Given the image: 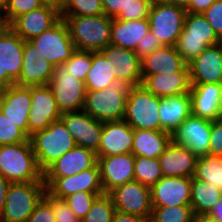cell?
Instances as JSON below:
<instances>
[{
    "mask_svg": "<svg viewBox=\"0 0 222 222\" xmlns=\"http://www.w3.org/2000/svg\"><path fill=\"white\" fill-rule=\"evenodd\" d=\"M192 114L207 120L222 118V86L220 83L192 84Z\"/></svg>",
    "mask_w": 222,
    "mask_h": 222,
    "instance_id": "cell-23",
    "label": "cell"
},
{
    "mask_svg": "<svg viewBox=\"0 0 222 222\" xmlns=\"http://www.w3.org/2000/svg\"><path fill=\"white\" fill-rule=\"evenodd\" d=\"M152 0H132L125 10L115 17L118 20H140L148 18Z\"/></svg>",
    "mask_w": 222,
    "mask_h": 222,
    "instance_id": "cell-44",
    "label": "cell"
},
{
    "mask_svg": "<svg viewBox=\"0 0 222 222\" xmlns=\"http://www.w3.org/2000/svg\"><path fill=\"white\" fill-rule=\"evenodd\" d=\"M198 157L188 148L173 141L158 157L165 177H194Z\"/></svg>",
    "mask_w": 222,
    "mask_h": 222,
    "instance_id": "cell-27",
    "label": "cell"
},
{
    "mask_svg": "<svg viewBox=\"0 0 222 222\" xmlns=\"http://www.w3.org/2000/svg\"><path fill=\"white\" fill-rule=\"evenodd\" d=\"M3 95H4V87L0 86V107L2 104V100H3Z\"/></svg>",
    "mask_w": 222,
    "mask_h": 222,
    "instance_id": "cell-58",
    "label": "cell"
},
{
    "mask_svg": "<svg viewBox=\"0 0 222 222\" xmlns=\"http://www.w3.org/2000/svg\"><path fill=\"white\" fill-rule=\"evenodd\" d=\"M190 0H167L166 3L173 4L176 6H180L183 8H187Z\"/></svg>",
    "mask_w": 222,
    "mask_h": 222,
    "instance_id": "cell-57",
    "label": "cell"
},
{
    "mask_svg": "<svg viewBox=\"0 0 222 222\" xmlns=\"http://www.w3.org/2000/svg\"><path fill=\"white\" fill-rule=\"evenodd\" d=\"M149 32L148 18L140 20L112 18L110 44L135 51L139 41Z\"/></svg>",
    "mask_w": 222,
    "mask_h": 222,
    "instance_id": "cell-31",
    "label": "cell"
},
{
    "mask_svg": "<svg viewBox=\"0 0 222 222\" xmlns=\"http://www.w3.org/2000/svg\"><path fill=\"white\" fill-rule=\"evenodd\" d=\"M132 0H102L104 14L115 18L121 10H125Z\"/></svg>",
    "mask_w": 222,
    "mask_h": 222,
    "instance_id": "cell-50",
    "label": "cell"
},
{
    "mask_svg": "<svg viewBox=\"0 0 222 222\" xmlns=\"http://www.w3.org/2000/svg\"><path fill=\"white\" fill-rule=\"evenodd\" d=\"M100 52L111 62L118 82L128 87L141 85V58L135 51L109 44Z\"/></svg>",
    "mask_w": 222,
    "mask_h": 222,
    "instance_id": "cell-17",
    "label": "cell"
},
{
    "mask_svg": "<svg viewBox=\"0 0 222 222\" xmlns=\"http://www.w3.org/2000/svg\"><path fill=\"white\" fill-rule=\"evenodd\" d=\"M187 65L191 84L220 83L222 79V42L207 47Z\"/></svg>",
    "mask_w": 222,
    "mask_h": 222,
    "instance_id": "cell-24",
    "label": "cell"
},
{
    "mask_svg": "<svg viewBox=\"0 0 222 222\" xmlns=\"http://www.w3.org/2000/svg\"><path fill=\"white\" fill-rule=\"evenodd\" d=\"M104 193L76 192L64 198L74 214L82 220L90 210L94 200Z\"/></svg>",
    "mask_w": 222,
    "mask_h": 222,
    "instance_id": "cell-43",
    "label": "cell"
},
{
    "mask_svg": "<svg viewBox=\"0 0 222 222\" xmlns=\"http://www.w3.org/2000/svg\"><path fill=\"white\" fill-rule=\"evenodd\" d=\"M158 113L161 128L172 135L181 123L192 114L190 93L160 97Z\"/></svg>",
    "mask_w": 222,
    "mask_h": 222,
    "instance_id": "cell-30",
    "label": "cell"
},
{
    "mask_svg": "<svg viewBox=\"0 0 222 222\" xmlns=\"http://www.w3.org/2000/svg\"><path fill=\"white\" fill-rule=\"evenodd\" d=\"M202 14L213 27L218 38L222 41V0H216Z\"/></svg>",
    "mask_w": 222,
    "mask_h": 222,
    "instance_id": "cell-46",
    "label": "cell"
},
{
    "mask_svg": "<svg viewBox=\"0 0 222 222\" xmlns=\"http://www.w3.org/2000/svg\"><path fill=\"white\" fill-rule=\"evenodd\" d=\"M191 205L153 206L149 222H194Z\"/></svg>",
    "mask_w": 222,
    "mask_h": 222,
    "instance_id": "cell-37",
    "label": "cell"
},
{
    "mask_svg": "<svg viewBox=\"0 0 222 222\" xmlns=\"http://www.w3.org/2000/svg\"><path fill=\"white\" fill-rule=\"evenodd\" d=\"M44 197L51 203L55 222H80L64 199L53 197L47 191Z\"/></svg>",
    "mask_w": 222,
    "mask_h": 222,
    "instance_id": "cell-45",
    "label": "cell"
},
{
    "mask_svg": "<svg viewBox=\"0 0 222 222\" xmlns=\"http://www.w3.org/2000/svg\"><path fill=\"white\" fill-rule=\"evenodd\" d=\"M3 9H4V0H0V18L2 16Z\"/></svg>",
    "mask_w": 222,
    "mask_h": 222,
    "instance_id": "cell-59",
    "label": "cell"
},
{
    "mask_svg": "<svg viewBox=\"0 0 222 222\" xmlns=\"http://www.w3.org/2000/svg\"><path fill=\"white\" fill-rule=\"evenodd\" d=\"M0 86H1V65H0Z\"/></svg>",
    "mask_w": 222,
    "mask_h": 222,
    "instance_id": "cell-62",
    "label": "cell"
},
{
    "mask_svg": "<svg viewBox=\"0 0 222 222\" xmlns=\"http://www.w3.org/2000/svg\"><path fill=\"white\" fill-rule=\"evenodd\" d=\"M31 109L28 116V136L46 129L52 122L60 120L53 93L48 85L31 86Z\"/></svg>",
    "mask_w": 222,
    "mask_h": 222,
    "instance_id": "cell-15",
    "label": "cell"
},
{
    "mask_svg": "<svg viewBox=\"0 0 222 222\" xmlns=\"http://www.w3.org/2000/svg\"><path fill=\"white\" fill-rule=\"evenodd\" d=\"M160 97L146 90L142 85L129 88L126 98L124 121L134 130H163L158 113Z\"/></svg>",
    "mask_w": 222,
    "mask_h": 222,
    "instance_id": "cell-6",
    "label": "cell"
},
{
    "mask_svg": "<svg viewBox=\"0 0 222 222\" xmlns=\"http://www.w3.org/2000/svg\"><path fill=\"white\" fill-rule=\"evenodd\" d=\"M221 197L222 191L212 184L192 177L190 205L195 216L208 214Z\"/></svg>",
    "mask_w": 222,
    "mask_h": 222,
    "instance_id": "cell-34",
    "label": "cell"
},
{
    "mask_svg": "<svg viewBox=\"0 0 222 222\" xmlns=\"http://www.w3.org/2000/svg\"><path fill=\"white\" fill-rule=\"evenodd\" d=\"M167 0H152L153 3H156V2H166Z\"/></svg>",
    "mask_w": 222,
    "mask_h": 222,
    "instance_id": "cell-61",
    "label": "cell"
},
{
    "mask_svg": "<svg viewBox=\"0 0 222 222\" xmlns=\"http://www.w3.org/2000/svg\"><path fill=\"white\" fill-rule=\"evenodd\" d=\"M29 139L39 168L43 172L76 146L72 134L61 120L52 122L46 129L34 133Z\"/></svg>",
    "mask_w": 222,
    "mask_h": 222,
    "instance_id": "cell-3",
    "label": "cell"
},
{
    "mask_svg": "<svg viewBox=\"0 0 222 222\" xmlns=\"http://www.w3.org/2000/svg\"><path fill=\"white\" fill-rule=\"evenodd\" d=\"M27 222H55L51 203L43 196Z\"/></svg>",
    "mask_w": 222,
    "mask_h": 222,
    "instance_id": "cell-47",
    "label": "cell"
},
{
    "mask_svg": "<svg viewBox=\"0 0 222 222\" xmlns=\"http://www.w3.org/2000/svg\"><path fill=\"white\" fill-rule=\"evenodd\" d=\"M29 136L0 111V145L29 141Z\"/></svg>",
    "mask_w": 222,
    "mask_h": 222,
    "instance_id": "cell-41",
    "label": "cell"
},
{
    "mask_svg": "<svg viewBox=\"0 0 222 222\" xmlns=\"http://www.w3.org/2000/svg\"><path fill=\"white\" fill-rule=\"evenodd\" d=\"M48 86L61 114L83 110L87 92L85 82L74 77L64 64L54 67Z\"/></svg>",
    "mask_w": 222,
    "mask_h": 222,
    "instance_id": "cell-8",
    "label": "cell"
},
{
    "mask_svg": "<svg viewBox=\"0 0 222 222\" xmlns=\"http://www.w3.org/2000/svg\"><path fill=\"white\" fill-rule=\"evenodd\" d=\"M5 23L3 22V20L0 18V31L5 27Z\"/></svg>",
    "mask_w": 222,
    "mask_h": 222,
    "instance_id": "cell-60",
    "label": "cell"
},
{
    "mask_svg": "<svg viewBox=\"0 0 222 222\" xmlns=\"http://www.w3.org/2000/svg\"><path fill=\"white\" fill-rule=\"evenodd\" d=\"M162 46L163 45L161 44L159 39L155 36V34L149 32L144 36L142 40L139 41L135 52L140 58H143Z\"/></svg>",
    "mask_w": 222,
    "mask_h": 222,
    "instance_id": "cell-49",
    "label": "cell"
},
{
    "mask_svg": "<svg viewBox=\"0 0 222 222\" xmlns=\"http://www.w3.org/2000/svg\"><path fill=\"white\" fill-rule=\"evenodd\" d=\"M194 178L208 182L222 191V157L209 154L198 157Z\"/></svg>",
    "mask_w": 222,
    "mask_h": 222,
    "instance_id": "cell-35",
    "label": "cell"
},
{
    "mask_svg": "<svg viewBox=\"0 0 222 222\" xmlns=\"http://www.w3.org/2000/svg\"><path fill=\"white\" fill-rule=\"evenodd\" d=\"M190 72L175 46H162L141 58V76Z\"/></svg>",
    "mask_w": 222,
    "mask_h": 222,
    "instance_id": "cell-28",
    "label": "cell"
},
{
    "mask_svg": "<svg viewBox=\"0 0 222 222\" xmlns=\"http://www.w3.org/2000/svg\"><path fill=\"white\" fill-rule=\"evenodd\" d=\"M46 191L53 197L64 199L76 192L104 193L98 163L85 171L66 177H43Z\"/></svg>",
    "mask_w": 222,
    "mask_h": 222,
    "instance_id": "cell-11",
    "label": "cell"
},
{
    "mask_svg": "<svg viewBox=\"0 0 222 222\" xmlns=\"http://www.w3.org/2000/svg\"><path fill=\"white\" fill-rule=\"evenodd\" d=\"M163 177L158 158L135 156L134 180L151 188Z\"/></svg>",
    "mask_w": 222,
    "mask_h": 222,
    "instance_id": "cell-36",
    "label": "cell"
},
{
    "mask_svg": "<svg viewBox=\"0 0 222 222\" xmlns=\"http://www.w3.org/2000/svg\"><path fill=\"white\" fill-rule=\"evenodd\" d=\"M61 16H97L104 14L102 0H64Z\"/></svg>",
    "mask_w": 222,
    "mask_h": 222,
    "instance_id": "cell-38",
    "label": "cell"
},
{
    "mask_svg": "<svg viewBox=\"0 0 222 222\" xmlns=\"http://www.w3.org/2000/svg\"><path fill=\"white\" fill-rule=\"evenodd\" d=\"M87 91L103 90L117 83L111 62L99 52H92V65L85 79Z\"/></svg>",
    "mask_w": 222,
    "mask_h": 222,
    "instance_id": "cell-33",
    "label": "cell"
},
{
    "mask_svg": "<svg viewBox=\"0 0 222 222\" xmlns=\"http://www.w3.org/2000/svg\"><path fill=\"white\" fill-rule=\"evenodd\" d=\"M112 222H148V221L143 217L119 212L116 210Z\"/></svg>",
    "mask_w": 222,
    "mask_h": 222,
    "instance_id": "cell-52",
    "label": "cell"
},
{
    "mask_svg": "<svg viewBox=\"0 0 222 222\" xmlns=\"http://www.w3.org/2000/svg\"><path fill=\"white\" fill-rule=\"evenodd\" d=\"M190 177L160 178L151 188L152 206H181L191 202Z\"/></svg>",
    "mask_w": 222,
    "mask_h": 222,
    "instance_id": "cell-18",
    "label": "cell"
},
{
    "mask_svg": "<svg viewBox=\"0 0 222 222\" xmlns=\"http://www.w3.org/2000/svg\"><path fill=\"white\" fill-rule=\"evenodd\" d=\"M24 40L9 26L0 31L1 87L15 85L22 69Z\"/></svg>",
    "mask_w": 222,
    "mask_h": 222,
    "instance_id": "cell-13",
    "label": "cell"
},
{
    "mask_svg": "<svg viewBox=\"0 0 222 222\" xmlns=\"http://www.w3.org/2000/svg\"><path fill=\"white\" fill-rule=\"evenodd\" d=\"M40 55L32 42L24 41L22 69L15 85H48L53 77L54 66Z\"/></svg>",
    "mask_w": 222,
    "mask_h": 222,
    "instance_id": "cell-19",
    "label": "cell"
},
{
    "mask_svg": "<svg viewBox=\"0 0 222 222\" xmlns=\"http://www.w3.org/2000/svg\"><path fill=\"white\" fill-rule=\"evenodd\" d=\"M104 193L134 180L135 155L97 156Z\"/></svg>",
    "mask_w": 222,
    "mask_h": 222,
    "instance_id": "cell-20",
    "label": "cell"
},
{
    "mask_svg": "<svg viewBox=\"0 0 222 222\" xmlns=\"http://www.w3.org/2000/svg\"><path fill=\"white\" fill-rule=\"evenodd\" d=\"M194 222H218L208 214L197 215L194 217Z\"/></svg>",
    "mask_w": 222,
    "mask_h": 222,
    "instance_id": "cell-56",
    "label": "cell"
},
{
    "mask_svg": "<svg viewBox=\"0 0 222 222\" xmlns=\"http://www.w3.org/2000/svg\"><path fill=\"white\" fill-rule=\"evenodd\" d=\"M134 129L124 120L103 122L97 156H113L132 152Z\"/></svg>",
    "mask_w": 222,
    "mask_h": 222,
    "instance_id": "cell-22",
    "label": "cell"
},
{
    "mask_svg": "<svg viewBox=\"0 0 222 222\" xmlns=\"http://www.w3.org/2000/svg\"><path fill=\"white\" fill-rule=\"evenodd\" d=\"M141 85L158 97L190 93V72L142 76Z\"/></svg>",
    "mask_w": 222,
    "mask_h": 222,
    "instance_id": "cell-29",
    "label": "cell"
},
{
    "mask_svg": "<svg viewBox=\"0 0 222 222\" xmlns=\"http://www.w3.org/2000/svg\"><path fill=\"white\" fill-rule=\"evenodd\" d=\"M61 19L58 9L42 5L15 18L8 26L24 41L40 35Z\"/></svg>",
    "mask_w": 222,
    "mask_h": 222,
    "instance_id": "cell-21",
    "label": "cell"
},
{
    "mask_svg": "<svg viewBox=\"0 0 222 222\" xmlns=\"http://www.w3.org/2000/svg\"><path fill=\"white\" fill-rule=\"evenodd\" d=\"M108 194L117 211L143 217L149 222L153 209L149 187L133 180L117 186Z\"/></svg>",
    "mask_w": 222,
    "mask_h": 222,
    "instance_id": "cell-12",
    "label": "cell"
},
{
    "mask_svg": "<svg viewBox=\"0 0 222 222\" xmlns=\"http://www.w3.org/2000/svg\"><path fill=\"white\" fill-rule=\"evenodd\" d=\"M212 121L189 115L172 134V141L190 149L197 157L209 154Z\"/></svg>",
    "mask_w": 222,
    "mask_h": 222,
    "instance_id": "cell-14",
    "label": "cell"
},
{
    "mask_svg": "<svg viewBox=\"0 0 222 222\" xmlns=\"http://www.w3.org/2000/svg\"><path fill=\"white\" fill-rule=\"evenodd\" d=\"M186 9L166 2L152 3L148 16L150 32L164 46H175L184 28Z\"/></svg>",
    "mask_w": 222,
    "mask_h": 222,
    "instance_id": "cell-9",
    "label": "cell"
},
{
    "mask_svg": "<svg viewBox=\"0 0 222 222\" xmlns=\"http://www.w3.org/2000/svg\"><path fill=\"white\" fill-rule=\"evenodd\" d=\"M129 88L117 82L103 90L87 91L83 110L100 122L121 121Z\"/></svg>",
    "mask_w": 222,
    "mask_h": 222,
    "instance_id": "cell-5",
    "label": "cell"
},
{
    "mask_svg": "<svg viewBox=\"0 0 222 222\" xmlns=\"http://www.w3.org/2000/svg\"><path fill=\"white\" fill-rule=\"evenodd\" d=\"M11 182L0 175V213L3 211L5 206V199Z\"/></svg>",
    "mask_w": 222,
    "mask_h": 222,
    "instance_id": "cell-53",
    "label": "cell"
},
{
    "mask_svg": "<svg viewBox=\"0 0 222 222\" xmlns=\"http://www.w3.org/2000/svg\"><path fill=\"white\" fill-rule=\"evenodd\" d=\"M29 41L37 47L40 56L48 60L54 67L64 64L76 50L63 18Z\"/></svg>",
    "mask_w": 222,
    "mask_h": 222,
    "instance_id": "cell-10",
    "label": "cell"
},
{
    "mask_svg": "<svg viewBox=\"0 0 222 222\" xmlns=\"http://www.w3.org/2000/svg\"><path fill=\"white\" fill-rule=\"evenodd\" d=\"M45 192L44 182L11 183L0 213V222H27Z\"/></svg>",
    "mask_w": 222,
    "mask_h": 222,
    "instance_id": "cell-7",
    "label": "cell"
},
{
    "mask_svg": "<svg viewBox=\"0 0 222 222\" xmlns=\"http://www.w3.org/2000/svg\"><path fill=\"white\" fill-rule=\"evenodd\" d=\"M42 4L39 0H4V9L1 19L8 26L20 15L39 8Z\"/></svg>",
    "mask_w": 222,
    "mask_h": 222,
    "instance_id": "cell-40",
    "label": "cell"
},
{
    "mask_svg": "<svg viewBox=\"0 0 222 222\" xmlns=\"http://www.w3.org/2000/svg\"><path fill=\"white\" fill-rule=\"evenodd\" d=\"M209 155L222 156V118L212 121Z\"/></svg>",
    "mask_w": 222,
    "mask_h": 222,
    "instance_id": "cell-48",
    "label": "cell"
},
{
    "mask_svg": "<svg viewBox=\"0 0 222 222\" xmlns=\"http://www.w3.org/2000/svg\"><path fill=\"white\" fill-rule=\"evenodd\" d=\"M31 103V86L12 85L4 88L0 111L27 135Z\"/></svg>",
    "mask_w": 222,
    "mask_h": 222,
    "instance_id": "cell-25",
    "label": "cell"
},
{
    "mask_svg": "<svg viewBox=\"0 0 222 222\" xmlns=\"http://www.w3.org/2000/svg\"><path fill=\"white\" fill-rule=\"evenodd\" d=\"M0 175L11 183L44 182L30 140L0 145Z\"/></svg>",
    "mask_w": 222,
    "mask_h": 222,
    "instance_id": "cell-1",
    "label": "cell"
},
{
    "mask_svg": "<svg viewBox=\"0 0 222 222\" xmlns=\"http://www.w3.org/2000/svg\"><path fill=\"white\" fill-rule=\"evenodd\" d=\"M209 216L216 219L218 222H222V197L221 199L212 207Z\"/></svg>",
    "mask_w": 222,
    "mask_h": 222,
    "instance_id": "cell-54",
    "label": "cell"
},
{
    "mask_svg": "<svg viewBox=\"0 0 222 222\" xmlns=\"http://www.w3.org/2000/svg\"><path fill=\"white\" fill-rule=\"evenodd\" d=\"M77 50L99 52L110 44L112 18L97 16H61Z\"/></svg>",
    "mask_w": 222,
    "mask_h": 222,
    "instance_id": "cell-2",
    "label": "cell"
},
{
    "mask_svg": "<svg viewBox=\"0 0 222 222\" xmlns=\"http://www.w3.org/2000/svg\"><path fill=\"white\" fill-rule=\"evenodd\" d=\"M172 141L164 130H134L132 152L135 156L158 158Z\"/></svg>",
    "mask_w": 222,
    "mask_h": 222,
    "instance_id": "cell-32",
    "label": "cell"
},
{
    "mask_svg": "<svg viewBox=\"0 0 222 222\" xmlns=\"http://www.w3.org/2000/svg\"><path fill=\"white\" fill-rule=\"evenodd\" d=\"M98 163L95 152L76 145L53 162L44 172L43 177H66L88 170Z\"/></svg>",
    "mask_w": 222,
    "mask_h": 222,
    "instance_id": "cell-26",
    "label": "cell"
},
{
    "mask_svg": "<svg viewBox=\"0 0 222 222\" xmlns=\"http://www.w3.org/2000/svg\"><path fill=\"white\" fill-rule=\"evenodd\" d=\"M64 65L74 77L85 81L92 65V52L76 49Z\"/></svg>",
    "mask_w": 222,
    "mask_h": 222,
    "instance_id": "cell-42",
    "label": "cell"
},
{
    "mask_svg": "<svg viewBox=\"0 0 222 222\" xmlns=\"http://www.w3.org/2000/svg\"><path fill=\"white\" fill-rule=\"evenodd\" d=\"M116 209L108 193L99 195L80 222H112Z\"/></svg>",
    "mask_w": 222,
    "mask_h": 222,
    "instance_id": "cell-39",
    "label": "cell"
},
{
    "mask_svg": "<svg viewBox=\"0 0 222 222\" xmlns=\"http://www.w3.org/2000/svg\"><path fill=\"white\" fill-rule=\"evenodd\" d=\"M216 0H190L186 12L192 14H202L205 12Z\"/></svg>",
    "mask_w": 222,
    "mask_h": 222,
    "instance_id": "cell-51",
    "label": "cell"
},
{
    "mask_svg": "<svg viewBox=\"0 0 222 222\" xmlns=\"http://www.w3.org/2000/svg\"><path fill=\"white\" fill-rule=\"evenodd\" d=\"M60 120L72 134L75 144L97 152L101 139L103 122H100L84 110L62 113Z\"/></svg>",
    "mask_w": 222,
    "mask_h": 222,
    "instance_id": "cell-16",
    "label": "cell"
},
{
    "mask_svg": "<svg viewBox=\"0 0 222 222\" xmlns=\"http://www.w3.org/2000/svg\"><path fill=\"white\" fill-rule=\"evenodd\" d=\"M39 2L42 5L50 6V7H53L55 9H58L60 11L61 8H62L64 0H39Z\"/></svg>",
    "mask_w": 222,
    "mask_h": 222,
    "instance_id": "cell-55",
    "label": "cell"
},
{
    "mask_svg": "<svg viewBox=\"0 0 222 222\" xmlns=\"http://www.w3.org/2000/svg\"><path fill=\"white\" fill-rule=\"evenodd\" d=\"M221 42L203 14L187 12L184 28L175 47L182 59L189 64L204 49L218 45Z\"/></svg>",
    "mask_w": 222,
    "mask_h": 222,
    "instance_id": "cell-4",
    "label": "cell"
}]
</instances>
